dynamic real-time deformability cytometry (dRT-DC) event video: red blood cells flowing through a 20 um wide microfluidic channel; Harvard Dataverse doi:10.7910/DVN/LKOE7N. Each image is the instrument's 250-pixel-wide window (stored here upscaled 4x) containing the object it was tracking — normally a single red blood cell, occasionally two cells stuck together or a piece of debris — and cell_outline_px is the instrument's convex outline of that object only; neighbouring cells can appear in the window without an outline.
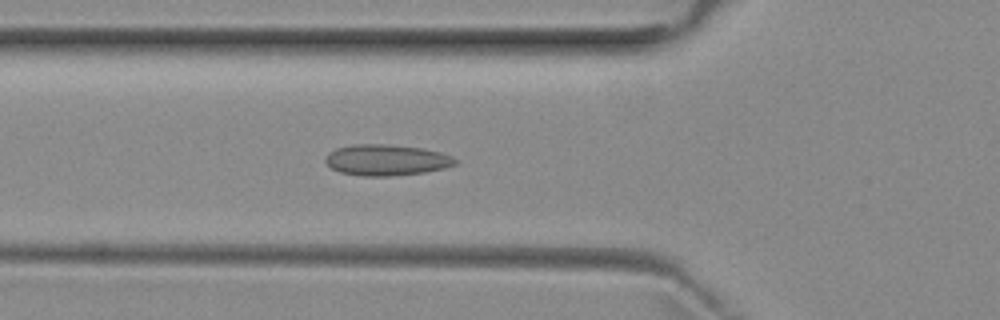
{"species": "common noctule bat (a hibernating species)", "species_latin": "Nyctalus noctula", "temperature_condition": "room temperature", "stored_images_in_passage": 38, "camera_frame_rate_fps": 3000, "um_per_image_px": 0.085, "animal": {"sex": "female", "body_mass_g": 29.2, "forearm_length_mm": 56.3}, "frame": {"image": 1, "passage_image": 9, "time_ms": 2.667, "image_size_px": [1000, 320], "cell_outline_px": [[456, 164], [444, 168], [424, 172], [388, 176], [364, 176], [340, 172], [332, 168], [324, 160], [328, 152], [336, 148], [356, 144], [388, 144], [420, 148], [440, 152], [452, 156], [456, 160]], "centroid_in_image_um": [32.82, 13.59], "position_along_channel_um": 93.0, "area_um2": 23.29}}
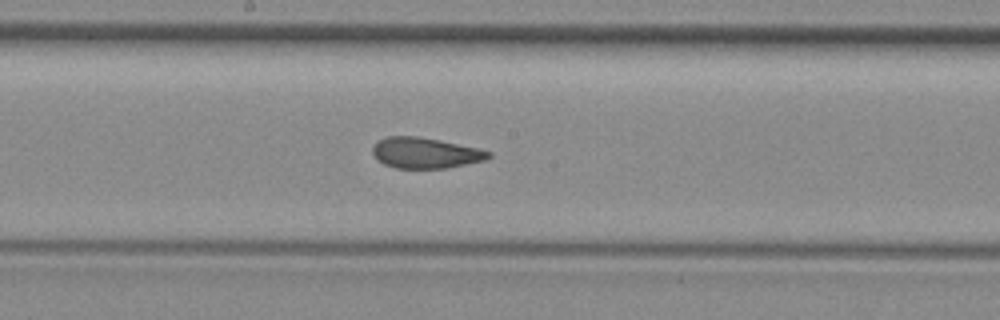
{"frame": {"image": 2, "passage_image": 18, "time_ms": 5.667, "image_size_px": [1000, 320], "cell_outline_px": [[492, 156], [484, 160], [448, 168], [396, 168], [384, 164], [372, 152], [372, 148], [384, 136], [416, 136], [440, 140], [480, 148], [492, 152]], "centroid_in_image_um": [36.19, 12.99], "position_along_channel_um": 212.0, "area_um2": 20.69}}
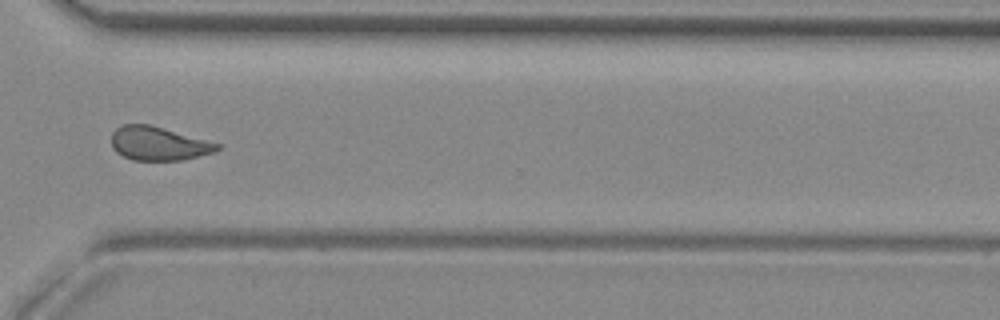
{"frame": {"image": 3, "passage_image": 29, "time_ms": 9.333, "image_size_px": [1000, 320], "cell_outline_px": [[220, 148], [212, 152], [184, 160], [132, 160], [116, 152], [112, 148], [112, 132], [116, 128], [124, 124], [148, 124], [220, 144]], "centroid_in_image_um": [13.43, 12.21], "position_along_channel_um": 357.2, "area_um2": 20.46}, "authors_computed_cell_mechanics": {"area_um2": 21.3571, "velocity_mm_per_s": 3.9581, "shape_relaxation_time_tau1_ms": null, "shape_relaxation_time_tau2_ms": 1.3496, "deformation_change_tau1": null, "deformation_change_tau2": 0.08}}